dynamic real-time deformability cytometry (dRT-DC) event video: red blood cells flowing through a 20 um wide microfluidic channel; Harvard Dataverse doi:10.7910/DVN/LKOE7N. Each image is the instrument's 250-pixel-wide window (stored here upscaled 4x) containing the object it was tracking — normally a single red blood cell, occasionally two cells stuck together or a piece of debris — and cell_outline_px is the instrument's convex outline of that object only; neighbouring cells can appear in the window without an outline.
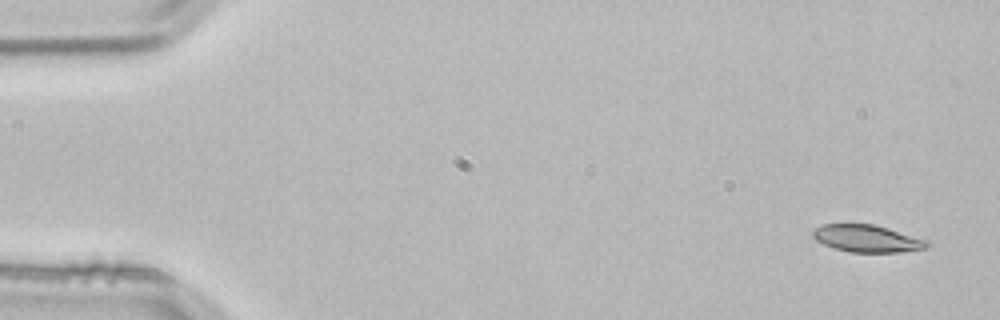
{"species": "common noctule bat (a hibernating species)", "species_latin": "Nyctalus noctula", "temperature_condition": "room temperature", "stored_images_in_passage": 4, "camera_frame_rate_fps": 3000, "um_per_image_px": 0.085, "animal": {"sex": "male", "body_mass_g": 21.5, "forearm_length_mm": 52.0}, "frame": {"image": 1, "passage_image": 1, "time_ms": 0.0, "image_size_px": [1000, 320], "cell_outline_px": [[932, 244], [924, 248], [900, 252], [852, 252], [836, 248], [824, 244], [816, 240], [812, 236], [812, 232], [816, 228], [824, 224], [876, 224], [928, 240]], "centroid_in_image_um": [73.73, 20.26], "position_along_channel_um": 11.3, "area_um2": 18.03}}
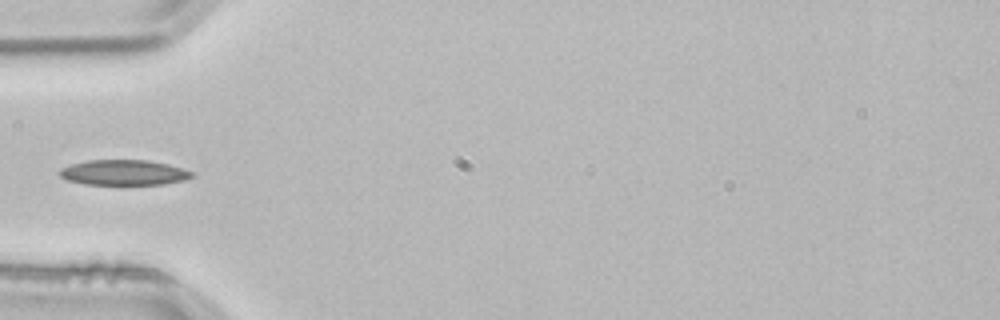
{"frame": {"image": 2, "passage_image": 4, "time_ms": 1.0, "image_size_px": [1000, 320], "cell_outline_px": [[196, 176], [164, 184], [84, 184], [68, 180], [60, 176], [60, 168], [72, 164], [88, 160], [144, 160], [168, 164], [192, 172]], "centroid_in_image_um": [10.5, 14.66], "position_along_channel_um": 74.5, "area_um2": 19.19}}